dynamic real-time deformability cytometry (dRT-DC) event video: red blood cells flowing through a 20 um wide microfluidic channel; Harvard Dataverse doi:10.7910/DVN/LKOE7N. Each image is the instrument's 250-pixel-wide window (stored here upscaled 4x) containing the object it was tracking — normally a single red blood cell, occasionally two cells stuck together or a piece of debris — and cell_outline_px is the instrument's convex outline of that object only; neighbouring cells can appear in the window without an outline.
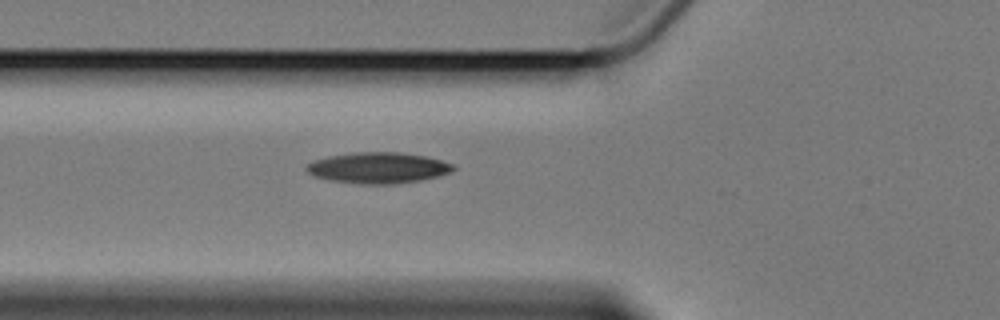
{"species": "Egyptian fruit bat (a non-hibernating species)", "species_latin": "Rousettus aegyptiacus", "temperature_condition": "cold", "stored_images_in_passage": 6, "camera_frame_rate_fps": 3000, "um_per_image_px": 0.085, "animal": {"sex": "female"}, "frame": {"image": 1, "passage_image": 6, "time_ms": 6.333, "image_size_px": [1000, 320], "cell_outline_px": [[456, 168], [448, 172], [436, 176], [420, 180], [392, 184], [360, 184], [332, 180], [316, 176], [308, 172], [304, 168], [308, 164], [316, 160], [328, 156], [352, 152], [400, 152], [424, 156], [440, 160], [452, 164]], "centroid_in_image_um": [32.12, 14.26], "position_along_channel_um": 93.7, "area_um2": 26.13}}